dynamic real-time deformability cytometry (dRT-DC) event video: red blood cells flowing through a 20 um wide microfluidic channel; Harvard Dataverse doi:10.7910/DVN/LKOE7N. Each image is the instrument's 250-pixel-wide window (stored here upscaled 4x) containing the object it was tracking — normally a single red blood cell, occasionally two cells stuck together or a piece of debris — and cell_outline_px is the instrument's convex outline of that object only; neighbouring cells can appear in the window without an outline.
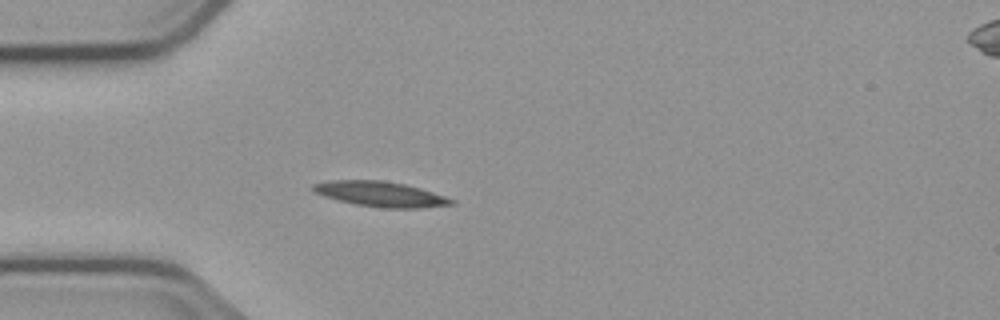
{"species": "common noctule bat (a hibernating species)", "species_latin": "Nyctalus noctula", "temperature_condition": "cold", "stored_images_in_passage": 3, "camera_frame_rate_fps": 3000, "um_per_image_px": 0.085, "animal": {"sex": "male", "body_mass_g": 23.1, "forearm_length_mm": 52.7}, "frame": {"image": 1, "passage_image": 3, "time_ms": 3.333, "image_size_px": [1000, 320], "cell_outline_px": [[456, 204], [420, 208], [384, 208], [356, 204], [336, 200], [312, 192], [308, 188], [312, 184], [332, 180], [380, 180], [404, 184], [420, 188], [456, 200]], "centroid_in_image_um": [32.3, 16.5], "position_along_channel_um": 52.7, "area_um2": 20.4}}